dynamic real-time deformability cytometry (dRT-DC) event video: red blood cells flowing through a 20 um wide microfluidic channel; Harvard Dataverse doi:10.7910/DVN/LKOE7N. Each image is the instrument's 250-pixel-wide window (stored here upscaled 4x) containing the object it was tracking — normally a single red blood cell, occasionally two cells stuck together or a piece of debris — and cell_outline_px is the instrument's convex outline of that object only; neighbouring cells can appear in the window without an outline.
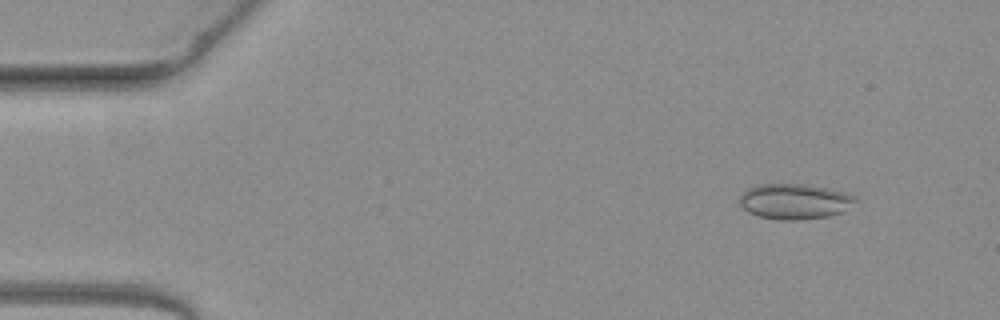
{"species": "common noctule bat (a hibernating species)", "species_latin": "Nyctalus noctula", "temperature_condition": "warm", "stored_images_in_passage": 9, "camera_frame_rate_fps": 3000, "um_per_image_px": 0.085, "animal": {"sex": "female", "body_mass_g": 19.3, "forearm_length_mm": 54.1}, "frame": {"image": 1, "passage_image": 4, "time_ms": 1.0, "image_size_px": [1000, 320], "cell_outline_px": [[856, 200], [840, 212], [828, 216], [800, 220], [780, 220], [760, 216], [748, 212], [740, 204], [740, 196], [748, 188], [760, 184], [804, 184], [848, 192], [856, 196]], "centroid_in_image_um": [67.53, 17.11], "position_along_channel_um": 17.5, "area_um2": 23.64}}